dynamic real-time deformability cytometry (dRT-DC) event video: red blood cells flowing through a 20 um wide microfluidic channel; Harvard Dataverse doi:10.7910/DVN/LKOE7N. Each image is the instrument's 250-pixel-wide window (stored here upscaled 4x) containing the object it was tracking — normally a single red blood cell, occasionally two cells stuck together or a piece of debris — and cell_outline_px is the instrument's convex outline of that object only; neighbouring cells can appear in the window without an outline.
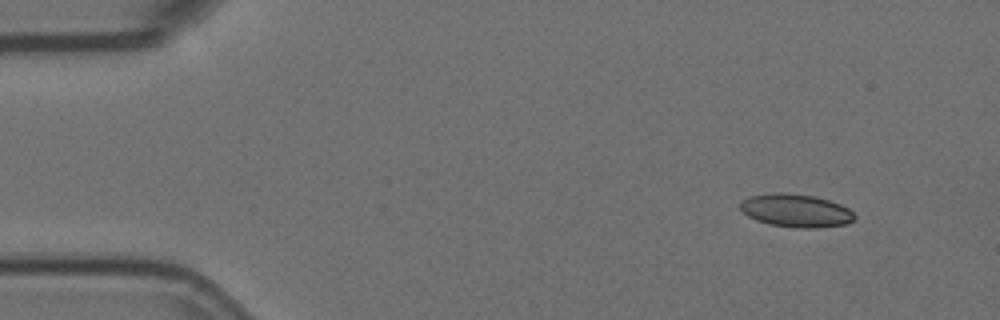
{"species": "Egyptian fruit bat (a non-hibernating species)", "species_latin": "Rousettus aegyptiacus", "temperature_condition": "room temperature", "stored_images_in_passage": 4, "camera_frame_rate_fps": 3000, "um_per_image_px": 0.085, "animal": {"sex": "female"}, "frame": {"image": 1, "passage_image": 1, "time_ms": 0.0, "image_size_px": [1000, 320], "cell_outline_px": [[856, 216], [852, 220], [844, 224], [816, 228], [800, 228], [768, 224], [756, 220], [748, 216], [740, 208], [740, 204], [748, 196], [776, 192], [780, 192], [816, 196], [840, 204], [848, 208]], "centroid_in_image_um": [67.64, 17.89], "position_along_channel_um": 17.4, "area_um2": 21.91}}
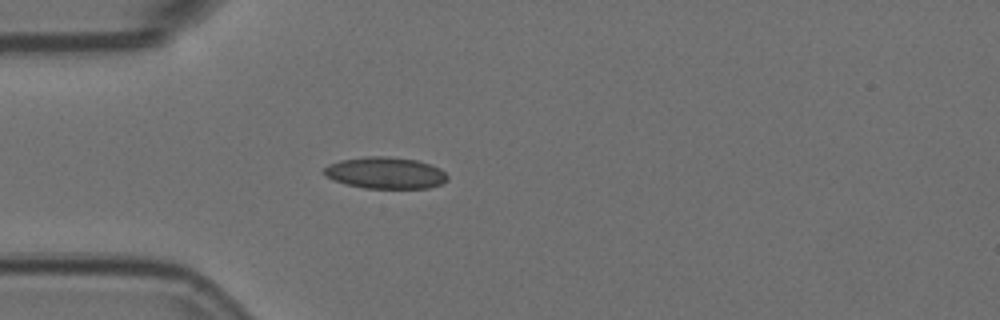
{"frame": {"image": 2, "passage_image": 4, "time_ms": 1.0, "image_size_px": [1000, 320], "cell_outline_px": [[448, 180], [440, 184], [428, 188], [364, 188], [348, 184], [336, 180], [328, 176], [324, 172], [324, 168], [328, 164], [340, 160], [364, 156], [388, 156], [416, 160], [440, 168], [448, 176]], "centroid_in_image_um": [32.78, 14.69], "position_along_channel_um": 52.2, "area_um2": 22.54}}